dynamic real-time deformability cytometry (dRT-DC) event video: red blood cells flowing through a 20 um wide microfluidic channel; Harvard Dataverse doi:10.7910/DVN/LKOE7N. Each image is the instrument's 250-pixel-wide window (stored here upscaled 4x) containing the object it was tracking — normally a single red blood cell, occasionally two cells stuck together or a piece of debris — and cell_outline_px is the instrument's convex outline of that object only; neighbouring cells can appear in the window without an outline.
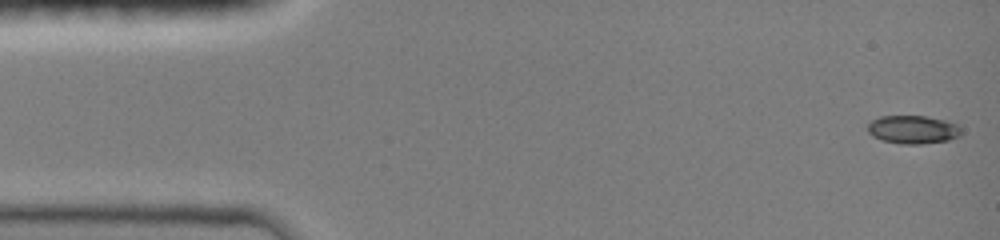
{"species": "common noctule bat (a hibernating species)", "species_latin": "Nyctalus noctula", "temperature_condition": "room temperature", "stored_images_in_passage": 5, "camera_frame_rate_fps": 3000, "um_per_image_px": 0.085, "animal": {"sex": "female", "body_mass_g": 19.0, "forearm_length_mm": 51.5}, "frame": {"image": 1, "passage_image": 1, "time_ms": 0.0, "image_size_px": [1000, 240], "cell_outline_px": [[960, 136], [948, 140], [920, 144], [904, 144], [884, 140], [872, 136], [868, 132], [868, 124], [872, 120], [880, 116], [924, 116], [944, 120], [956, 124], [960, 128]], "centroid_in_image_um": [77.58, 11.01], "position_along_channel_um": 7.4, "area_um2": 15.2}}
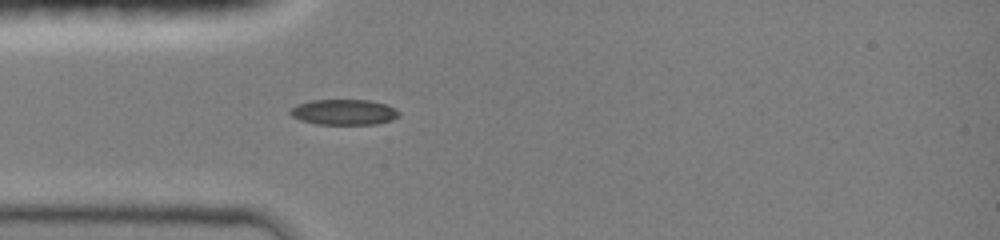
{"frame": {"image": 2, "passage_image": 5, "time_ms": 4.0, "image_size_px": [1000, 240], "cell_outline_px": [[400, 116], [376, 124], [316, 124], [300, 120], [292, 116], [288, 112], [292, 108], [300, 104], [312, 100], [368, 100], [384, 104], [400, 112]], "centroid_in_image_um": [29.21, 9.53], "position_along_channel_um": 55.8, "area_um2": 15.9}}